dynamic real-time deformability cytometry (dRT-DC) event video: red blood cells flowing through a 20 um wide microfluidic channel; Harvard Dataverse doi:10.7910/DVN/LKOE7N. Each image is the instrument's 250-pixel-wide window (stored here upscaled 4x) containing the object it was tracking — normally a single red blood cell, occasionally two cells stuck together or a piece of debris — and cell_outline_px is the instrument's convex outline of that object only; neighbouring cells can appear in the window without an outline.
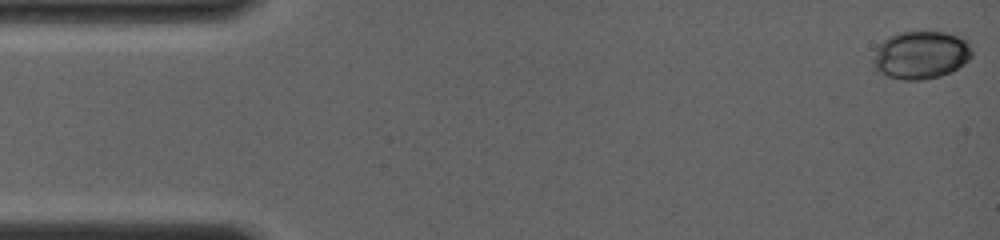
{"species": "common noctule bat (a hibernating species)", "species_latin": "Nyctalus noctula", "temperature_condition": "room temperature", "stored_images_in_passage": 32, "camera_frame_rate_fps": 4000, "um_per_image_px": 0.085, "animal": {"sex": "female", "body_mass_g": 19.0, "forearm_length_mm": 56.7}, "frame": {"image": 1, "passage_image": 1, "time_ms": 0.0, "image_size_px": [1000, 240], "cell_outline_px": [[972, 56], [968, 60], [956, 68], [940, 76], [920, 80], [904, 80], [888, 76], [872, 68], [872, 60], [876, 48], [888, 36], [900, 32], [944, 32], [956, 36], [964, 40], [968, 44], [972, 52]], "centroid_in_image_um": [78.21, 4.68], "position_along_channel_um": 6.8, "area_um2": 27.34}}
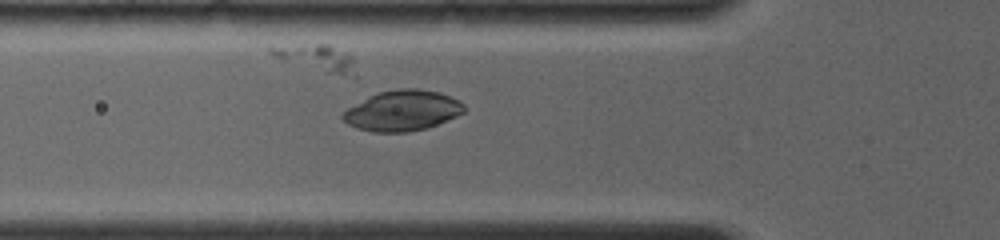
{"frame": {"image": 2, "passage_image": 18, "time_ms": 5.25, "image_size_px": [1000, 240], "cell_outline_px": [[464, 112], [456, 116], [428, 128], [408, 132], [372, 132], [356, 128], [348, 124], [340, 116], [348, 108], [380, 92], [396, 88], [416, 88], [440, 92], [460, 100], [464, 104]], "centroid_in_image_um": [34.24, 9.41], "position_along_channel_um": 91.6, "area_um2": 28.5}}
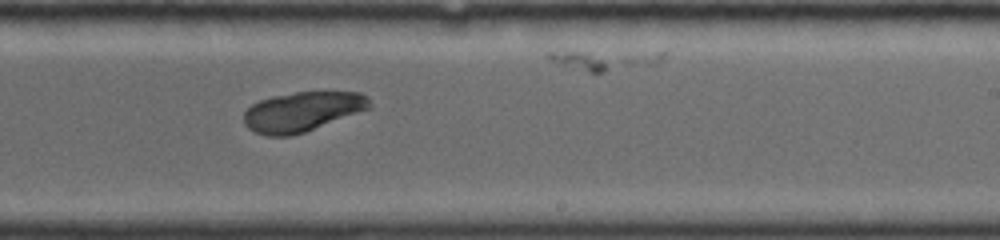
{"frame": {"image": 3, "passage_image": 31, "time_ms": 9.5, "image_size_px": [1000, 240], "cell_outline_px": [[372, 108], [304, 132], [292, 136], [264, 136], [248, 128], [244, 124], [244, 112], [252, 104], [260, 100], [272, 96], [296, 92], [360, 92], [368, 96], [372, 104]], "centroid_in_image_um": [25.71, 9.49], "position_along_channel_um": 263.3, "area_um2": 29.19}}